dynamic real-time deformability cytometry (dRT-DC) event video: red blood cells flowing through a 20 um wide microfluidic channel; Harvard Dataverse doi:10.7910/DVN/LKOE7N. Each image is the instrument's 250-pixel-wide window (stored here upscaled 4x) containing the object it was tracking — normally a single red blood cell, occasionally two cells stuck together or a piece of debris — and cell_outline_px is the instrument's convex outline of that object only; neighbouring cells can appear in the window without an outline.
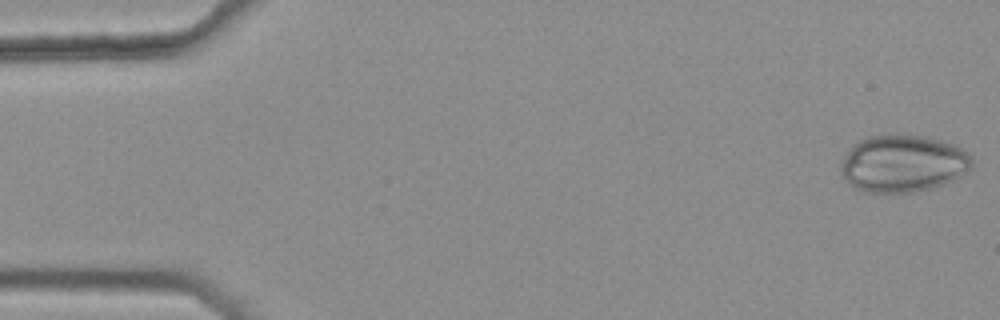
{"species": "common noctule bat (a hibernating species)", "species_latin": "Nyctalus noctula", "temperature_condition": "warm", "stored_images_in_passage": 11, "camera_frame_rate_fps": 3000, "um_per_image_px": 0.085, "animal": {"sex": "female", "body_mass_g": 25.1}, "frame": {"image": 1, "passage_image": 1, "time_ms": 0.0, "image_size_px": [1000, 320], "cell_outline_px": [[972, 168], [968, 172], [944, 184], [932, 188], [916, 192], [864, 192], [852, 188], [848, 184], [840, 172], [840, 160], [852, 144], [868, 136], [924, 136], [940, 140], [952, 144], [968, 152], [972, 160]], "centroid_in_image_um": [76.71, 13.93], "position_along_channel_um": 8.3, "area_um2": 43.87}}